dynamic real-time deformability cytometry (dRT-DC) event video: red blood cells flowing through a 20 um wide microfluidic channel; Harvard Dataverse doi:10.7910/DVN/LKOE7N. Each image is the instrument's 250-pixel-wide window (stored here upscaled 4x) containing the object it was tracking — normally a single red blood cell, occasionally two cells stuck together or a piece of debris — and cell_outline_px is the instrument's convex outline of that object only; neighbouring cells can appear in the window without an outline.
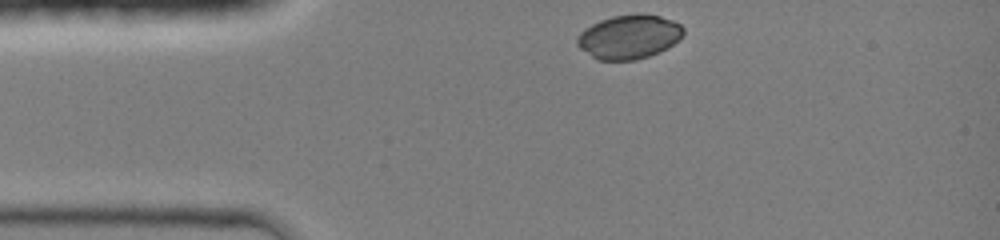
{"species": "common noctule bat (a hibernating species)", "species_latin": "Nyctalus noctula", "temperature_condition": "room temperature", "stored_images_in_passage": 31, "camera_frame_rate_fps": 3000, "um_per_image_px": 0.085, "animal": {"sex": "female", "body_mass_g": 19.0, "forearm_length_mm": 51.5}, "frame": {"image": 1, "passage_image": 1, "time_ms": 0.0, "image_size_px": [1000, 240], "cell_outline_px": [[684, 32], [680, 40], [668, 48], [660, 52], [636, 60], [596, 60], [580, 48], [576, 44], [576, 40], [580, 32], [584, 28], [600, 20], [612, 16], [636, 12], [644, 12], [660, 16], [672, 20], [680, 24], [684, 28]], "centroid_in_image_um": [53.48, 3.11], "position_along_channel_um": 31.5, "area_um2": 27.8}}
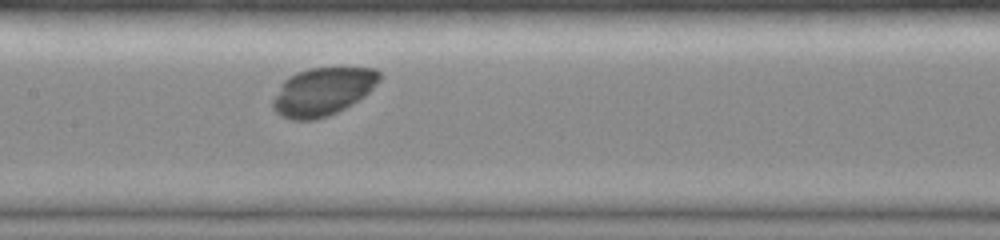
{"frame": {"image": 2, "passage_image": 14, "time_ms": 4.333, "image_size_px": [1000, 240], "cell_outline_px": [[380, 80], [364, 96], [352, 104], [328, 116], [316, 120], [292, 120], [276, 112], [272, 108], [272, 100], [280, 84], [288, 76], [296, 72], [308, 68], [376, 68], [380, 72]], "centroid_in_image_um": [27.4, 7.78], "position_along_channel_um": 180.0, "area_um2": 29.82}}
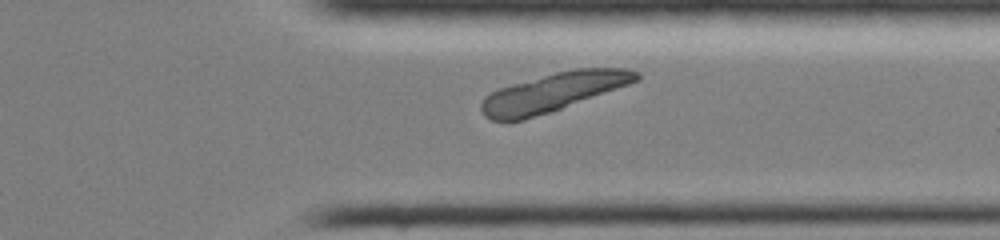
{"frame": {"image": 3, "passage_image": 27, "time_ms": 8.667, "image_size_px": [1000, 240], "cell_outline_px": [[640, 80], [560, 108], [524, 120], [492, 120], [484, 116], [480, 108], [480, 104], [484, 96], [500, 88], [556, 72], [576, 68], [624, 68], [640, 72]], "centroid_in_image_um": [47.02, 7.83], "position_along_channel_um": 364.4, "area_um2": 34.1}}